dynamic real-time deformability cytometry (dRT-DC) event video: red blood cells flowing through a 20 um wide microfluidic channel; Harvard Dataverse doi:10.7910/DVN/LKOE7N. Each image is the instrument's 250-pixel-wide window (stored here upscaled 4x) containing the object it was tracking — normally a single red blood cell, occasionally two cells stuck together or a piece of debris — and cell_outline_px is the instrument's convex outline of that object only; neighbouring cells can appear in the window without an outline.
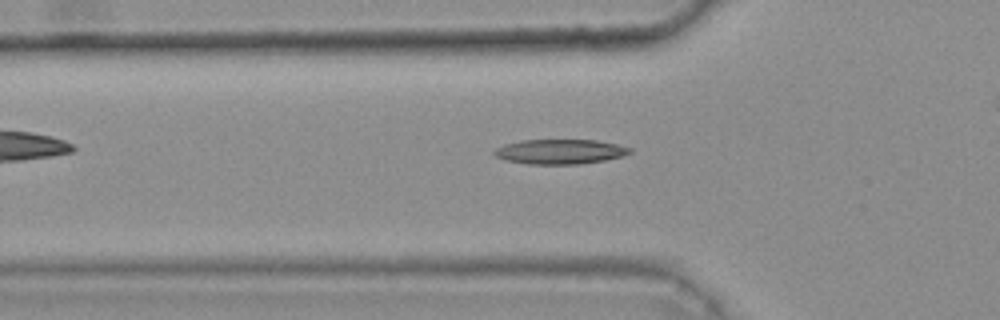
{"species": "common noctule bat (a hibernating species)", "species_latin": "Nyctalus noctula", "temperature_condition": "warm", "stored_images_in_passage": 37, "camera_frame_rate_fps": 3000, "um_per_image_px": 0.085, "animal": {"sex": "female", "body_mass_g": 25.1}, "frame": {"image": 1, "passage_image": 11, "time_ms": 3.333, "image_size_px": [1000, 320], "cell_outline_px": [[632, 152], [620, 156], [604, 160], [580, 164], [528, 164], [504, 160], [496, 156], [492, 152], [496, 148], [504, 144], [520, 140], [596, 140], [616, 144], [632, 148]], "centroid_in_image_um": [47.56, 12.89], "position_along_channel_um": 78.2, "area_um2": 19.54}}
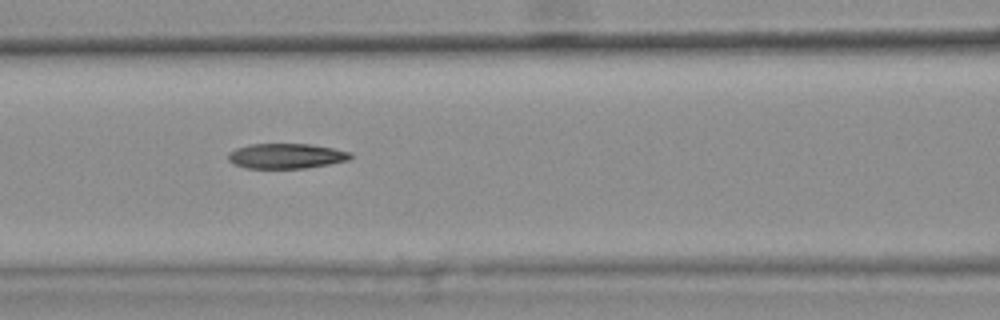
{"frame": {"image": 2, "passage_image": 16, "time_ms": 5.0, "image_size_px": [1000, 320], "cell_outline_px": [[352, 156], [348, 160], [328, 164], [304, 168], [244, 168], [232, 164], [228, 160], [228, 152], [236, 148], [248, 144], [308, 144], [332, 148], [352, 152]], "centroid_in_image_um": [24.27, 13.26], "position_along_channel_um": 142.3, "area_um2": 17.92}, "authors_computed_cell_mechanics": {"area_um2": 18.7272, "velocity_mm_per_s": 3.8073, "shape_relaxation_time_tau1_ms": 9.1997, "shape_relaxation_time_tau2_ms": 4.6979, "deformation_change_tau1": 0.225, "deformation_change_tau2": 0.1447}}